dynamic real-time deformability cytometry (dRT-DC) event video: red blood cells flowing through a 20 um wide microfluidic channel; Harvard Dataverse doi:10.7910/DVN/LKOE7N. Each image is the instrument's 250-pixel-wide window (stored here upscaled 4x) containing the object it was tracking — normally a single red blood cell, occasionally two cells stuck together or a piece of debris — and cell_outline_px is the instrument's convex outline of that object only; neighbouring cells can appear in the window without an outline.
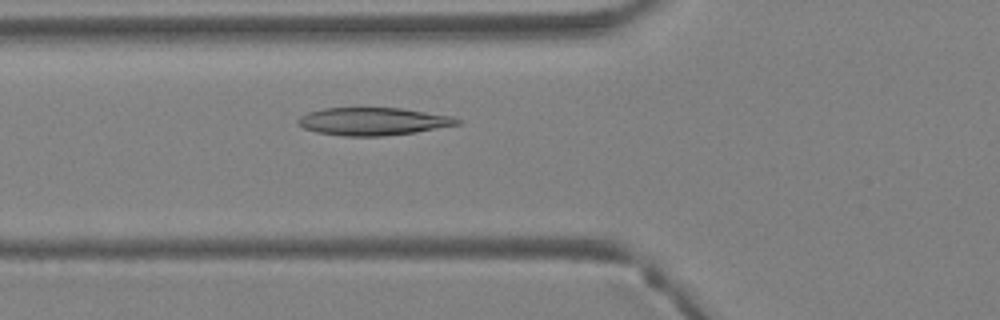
{"species": "Egyptian fruit bat (a non-hibernating species)", "species_latin": "Rousettus aegyptiacus", "temperature_condition": "warm", "stored_images_in_passage": 32, "camera_frame_rate_fps": 3000, "um_per_image_px": 0.085, "animal": {"sex": "female"}, "frame": {"image": 1, "passage_image": 6, "time_ms": 1.667, "image_size_px": [1000, 320], "cell_outline_px": [[460, 124], [416, 132], [384, 136], [344, 136], [316, 132], [304, 128], [296, 124], [296, 120], [300, 116], [308, 112], [324, 108], [400, 108], [452, 116], [460, 120]], "centroid_in_image_um": [31.67, 10.32], "position_along_channel_um": 94.1, "area_um2": 25.72}}
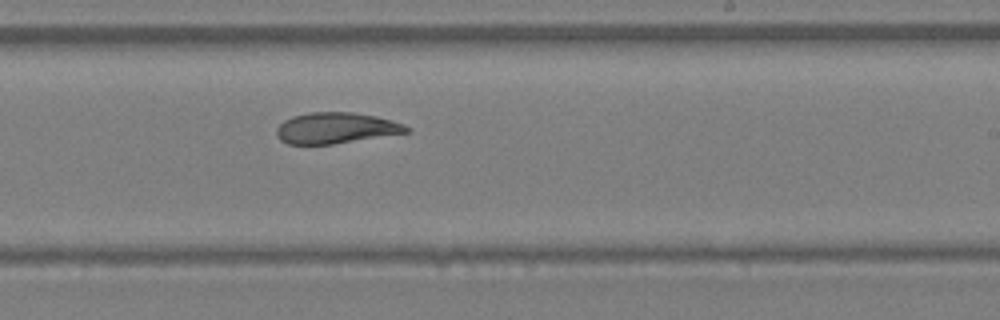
{"frame": {"image": 2, "passage_image": 16, "time_ms": 5.0, "image_size_px": [1000, 320], "cell_outline_px": [[412, 132], [332, 144], [288, 144], [280, 140], [276, 136], [276, 128], [284, 120], [292, 116], [308, 112], [352, 112], [376, 116], [392, 120], [404, 124], [412, 128]], "centroid_in_image_um": [28.57, 10.88], "position_along_channel_um": 260.4, "area_um2": 23.7}}
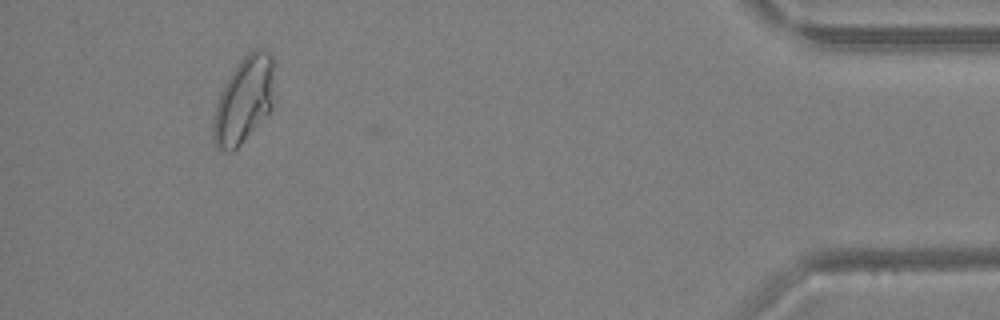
{"frame": {"image": 3, "passage_image": 29, "time_ms": 9.333, "image_size_px": [1000, 320], "cell_outline_px": [[272, 108], [240, 144], [232, 152], [228, 152], [216, 148], [212, 140], [212, 124], [216, 104], [220, 92], [224, 84], [236, 64], [244, 56], [256, 48], [264, 48], [272, 56]], "centroid_in_image_um": [20.68, 8.51], "position_along_channel_um": 414.5, "area_um2": 30.4}, "authors_computed_cell_mechanics": {"area_um2": 24.7384, "velocity_mm_per_s": 4.9993, "shape_relaxation_time_tau1_ms": 6.126, "shape_relaxation_time_tau2_ms": 1.4634, "deformation_change_tau1": 0.2092, "deformation_change_tau2": 0.0739}}